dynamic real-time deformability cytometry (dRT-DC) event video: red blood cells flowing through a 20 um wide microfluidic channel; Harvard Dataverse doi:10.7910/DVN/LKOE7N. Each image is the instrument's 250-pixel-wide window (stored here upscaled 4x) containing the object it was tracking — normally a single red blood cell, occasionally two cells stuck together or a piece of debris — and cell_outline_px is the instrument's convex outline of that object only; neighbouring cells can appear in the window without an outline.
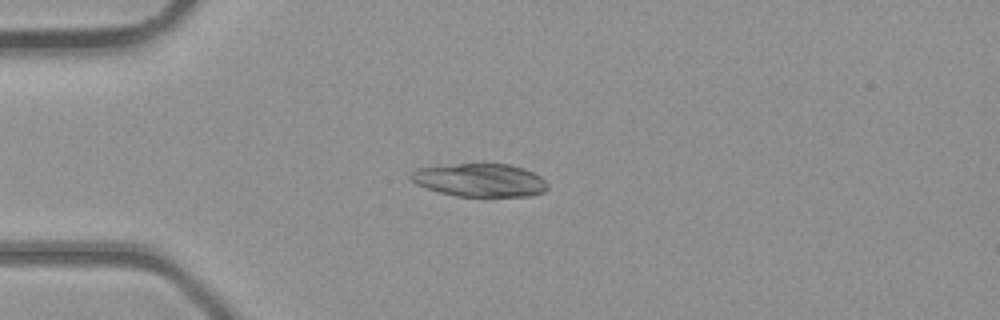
{"species": "common noctule bat (a hibernating species)", "species_latin": "Nyctalus noctula", "temperature_condition": "room temperature", "stored_images_in_passage": 3, "camera_frame_rate_fps": 3000, "um_per_image_px": 0.085, "animal": {"sex": "male", "body_mass_g": 23.1, "forearm_length_mm": 52.7}, "frame": {"image": 1, "passage_image": 2, "time_ms": 1.333, "image_size_px": [1000, 320], "cell_outline_px": [[548, 188], [544, 192], [532, 196], [456, 196], [440, 192], [416, 184], [408, 176], [416, 168], [480, 160], [508, 164], [524, 168], [540, 176], [548, 184]], "centroid_in_image_um": [40.79, 15.26], "position_along_channel_um": 44.2, "area_um2": 27.34}}